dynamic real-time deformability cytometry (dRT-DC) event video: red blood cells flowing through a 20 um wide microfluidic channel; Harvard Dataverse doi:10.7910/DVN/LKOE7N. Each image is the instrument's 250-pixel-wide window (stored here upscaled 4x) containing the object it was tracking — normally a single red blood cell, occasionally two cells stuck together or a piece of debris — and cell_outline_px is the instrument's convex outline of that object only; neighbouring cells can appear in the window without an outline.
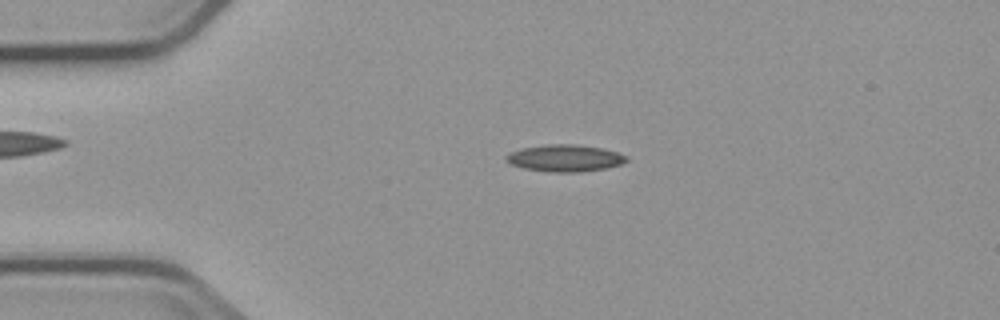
{"species": "common noctule bat (a hibernating species)", "species_latin": "Nyctalus noctula", "temperature_condition": "cold", "stored_images_in_passage": 4, "camera_frame_rate_fps": 3000, "um_per_image_px": 0.085, "animal": {"sex": "male", "body_mass_g": 23.1, "forearm_length_mm": 52.7}, "frame": {"image": 1, "passage_image": 3, "time_ms": 2.667, "image_size_px": [1000, 320], "cell_outline_px": [[628, 160], [620, 164], [604, 168], [580, 172], [552, 172], [524, 168], [512, 164], [504, 160], [504, 156], [508, 152], [524, 148], [548, 144], [572, 144], [600, 148], [616, 152], [628, 156]], "centroid_in_image_um": [47.98, 13.44], "position_along_channel_um": 37.0, "area_um2": 18.67}}